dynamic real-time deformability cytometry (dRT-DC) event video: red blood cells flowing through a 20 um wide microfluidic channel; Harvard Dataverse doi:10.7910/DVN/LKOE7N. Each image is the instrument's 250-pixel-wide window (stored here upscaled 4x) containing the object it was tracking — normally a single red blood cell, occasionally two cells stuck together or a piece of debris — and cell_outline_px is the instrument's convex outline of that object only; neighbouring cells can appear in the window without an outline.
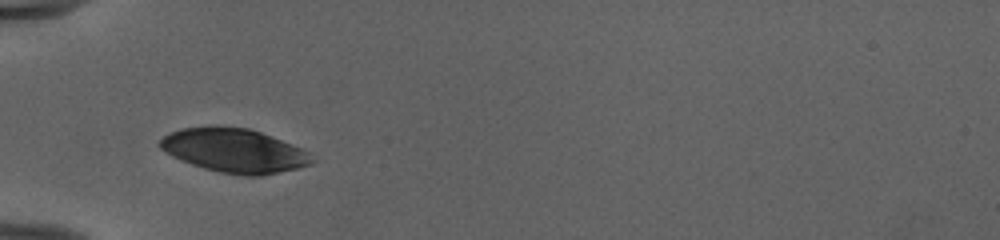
{"species": "human", "species_latin": "Homo sapiens", "temperature_condition": "cold", "stored_images_in_passage": 35, "camera_frame_rate_fps": 3000, "um_per_image_px": 0.085, "donor": {"sex": "female"}, "frame": {"image": 1, "passage_image": 1, "time_ms": 0.0, "image_size_px": [1000, 240], "cell_outline_px": [[316, 160], [312, 164], [296, 168], [260, 176], [244, 176], [220, 172], [204, 168], [180, 160], [164, 152], [156, 144], [164, 136], [180, 128], [248, 128], [260, 132], [300, 148], [308, 152]], "centroid_in_image_um": [19.9, 12.83], "position_along_channel_um": 65.1, "area_um2": 38.15}}
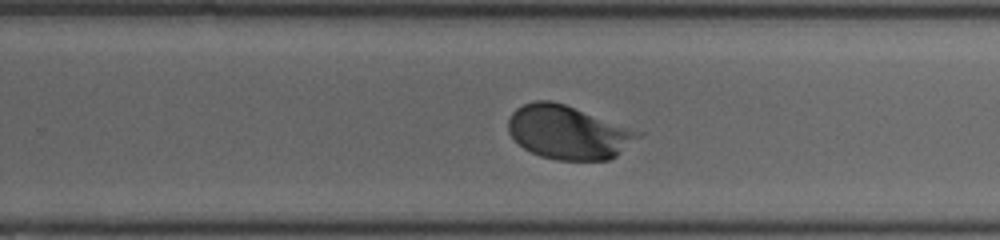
{"frame": {"image": 2, "passage_image": 18, "time_ms": 5.667, "image_size_px": [1000, 240], "cell_outline_px": [[644, 132], [640, 136], [616, 156], [608, 160], [556, 160], [540, 156], [524, 148], [508, 132], [508, 120], [512, 112], [516, 108], [524, 104], [536, 100], [552, 100], [564, 104]], "centroid_in_image_um": [48.29, 11.24], "position_along_channel_um": 281.5, "area_um2": 40.34}}
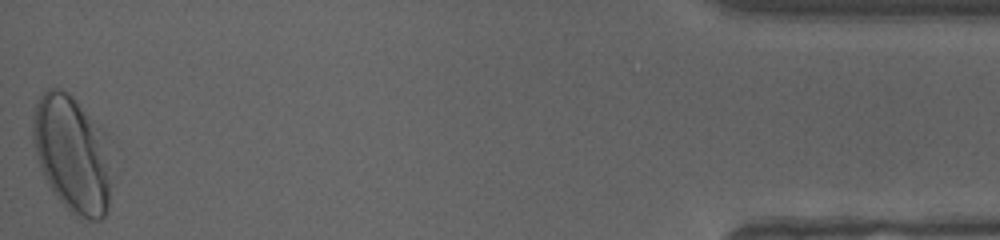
{"frame": {"image": 3, "passage_image": 35, "time_ms": 11.333, "image_size_px": [1000, 240], "cell_outline_px": [[112, 140], [108, 212], [100, 220], [88, 220], [76, 216], [68, 212], [52, 192], [44, 176], [36, 156], [32, 140], [32, 120], [36, 104], [40, 96], [48, 88], [60, 88], [68, 92], [72, 96]], "centroid_in_image_um": [6.17, 13.11], "position_along_channel_um": 429.0, "area_um2": 54.68}, "authors_computed_cell_mechanics": {"area_um2": 40.1132, "velocity_mm_per_s": 3.9406, "shape_relaxation_time_tau1_ms": 2.3664, "shape_relaxation_time_tau2_ms": null, "deformation_change_tau1": 0.1361, "deformation_change_tau2": null}}